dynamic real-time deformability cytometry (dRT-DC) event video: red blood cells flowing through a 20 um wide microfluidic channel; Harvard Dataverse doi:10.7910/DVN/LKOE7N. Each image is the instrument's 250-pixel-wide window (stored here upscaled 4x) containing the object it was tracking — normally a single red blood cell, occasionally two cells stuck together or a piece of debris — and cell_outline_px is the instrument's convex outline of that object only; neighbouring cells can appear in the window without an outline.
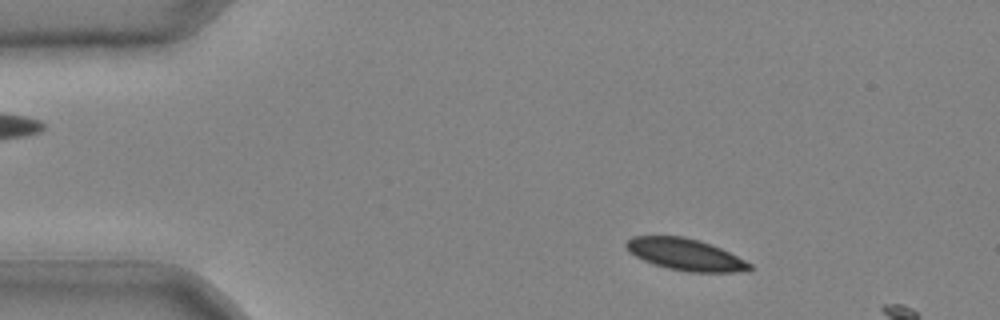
{"species": "common noctule bat (a hibernating species)", "species_latin": "Nyctalus noctula", "temperature_condition": "cold", "stored_images_in_passage": 8, "camera_frame_rate_fps": 3000, "um_per_image_px": 0.085, "animal": {"sex": "male", "body_mass_g": 20.4}, "frame": {"image": 1, "passage_image": 5, "time_ms": 1.333, "image_size_px": [1000, 320], "cell_outline_px": [[752, 268], [732, 272], [688, 272], [668, 268], [644, 260], [628, 252], [624, 244], [632, 236], [684, 236], [700, 240], [720, 248], [752, 264]], "centroid_in_image_um": [58.21, 21.62], "position_along_channel_um": 26.8, "area_um2": 22.54}}